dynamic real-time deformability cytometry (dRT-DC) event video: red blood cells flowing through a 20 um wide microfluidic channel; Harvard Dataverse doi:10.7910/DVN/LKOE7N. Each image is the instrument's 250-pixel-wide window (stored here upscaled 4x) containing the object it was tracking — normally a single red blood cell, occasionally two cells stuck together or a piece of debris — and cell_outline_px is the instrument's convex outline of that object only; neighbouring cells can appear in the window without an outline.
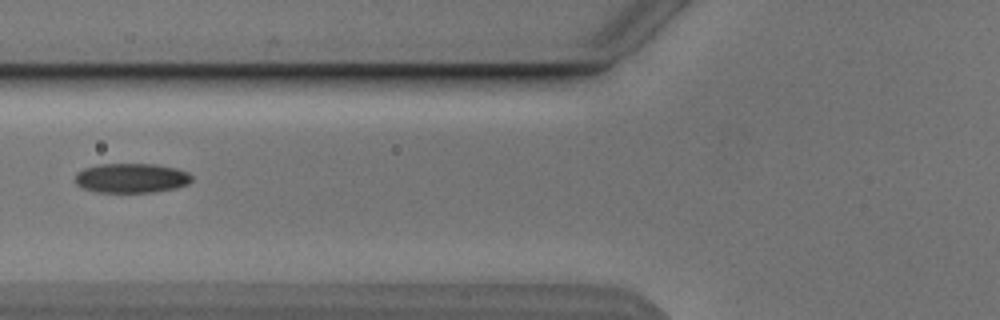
{"species": "Egyptian fruit bat (a non-hibernating species)", "species_latin": "Rousettus aegyptiacus", "temperature_condition": "cold", "stored_images_in_passage": 7, "camera_frame_rate_fps": 3000, "um_per_image_px": 0.085, "animal": {"sex": "male"}, "frame": {"image": 1, "passage_image": 6, "time_ms": 6.667, "image_size_px": [1000, 320], "cell_outline_px": [[192, 180], [188, 184], [176, 188], [152, 192], [96, 192], [80, 188], [76, 184], [76, 172], [84, 168], [100, 164], [152, 164], [176, 168], [188, 172], [192, 176]], "centroid_in_image_um": [11.15, 15.14], "position_along_channel_um": 114.6, "area_um2": 20.17}}